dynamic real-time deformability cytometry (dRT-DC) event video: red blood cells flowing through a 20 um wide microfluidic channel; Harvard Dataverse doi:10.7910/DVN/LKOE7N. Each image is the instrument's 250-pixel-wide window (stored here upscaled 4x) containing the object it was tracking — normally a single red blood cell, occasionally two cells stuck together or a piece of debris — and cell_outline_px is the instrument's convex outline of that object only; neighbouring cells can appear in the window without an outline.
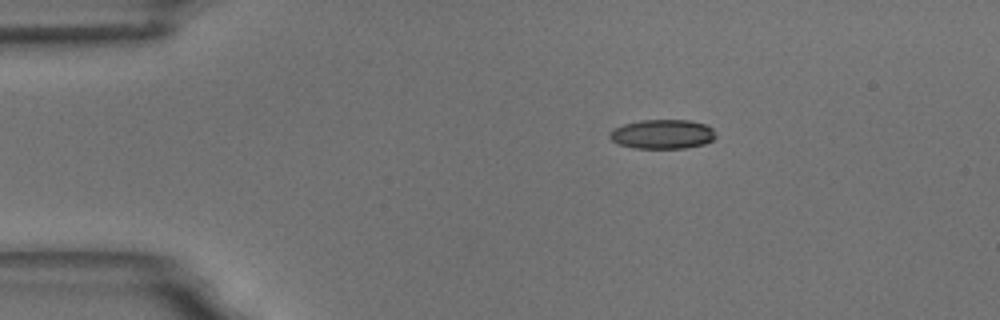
{"species": "common noctule bat (a hibernating species)", "species_latin": "Nyctalus noctula", "temperature_condition": "room temperature", "stored_images_in_passage": 3, "camera_frame_rate_fps": 3000, "um_per_image_px": 0.085, "animal": {"sex": "male", "body_mass_g": 18.8}, "frame": {"image": 1, "passage_image": 1, "time_ms": 0.0, "image_size_px": [1000, 320], "cell_outline_px": [[716, 136], [712, 140], [704, 144], [684, 148], [636, 148], [616, 144], [608, 136], [608, 132], [612, 128], [624, 124], [640, 120], [688, 120], [704, 124], [712, 128]], "centroid_in_image_um": [56.25, 11.4], "position_along_channel_um": 28.7, "area_um2": 18.21}}